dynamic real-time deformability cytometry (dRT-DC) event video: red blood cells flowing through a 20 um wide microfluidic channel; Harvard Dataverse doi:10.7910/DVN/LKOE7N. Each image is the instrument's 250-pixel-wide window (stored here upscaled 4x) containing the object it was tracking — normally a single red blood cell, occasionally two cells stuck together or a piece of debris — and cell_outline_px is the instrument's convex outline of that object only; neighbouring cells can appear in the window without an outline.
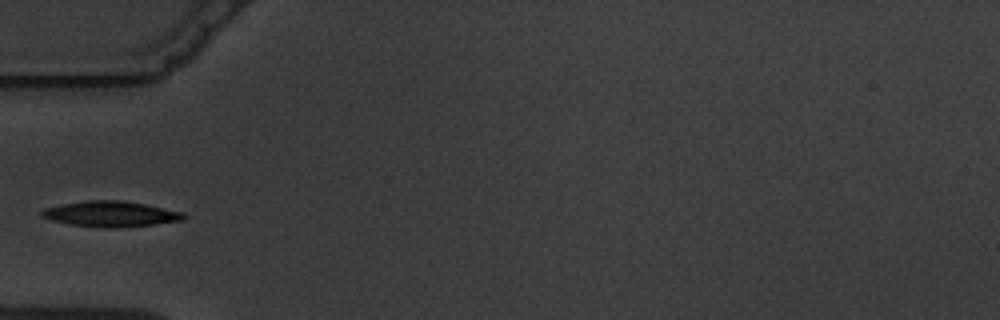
{"species": "common noctule bat (a hibernating species)", "species_latin": "Nyctalus noctula", "temperature_condition": "warm", "stored_images_in_passage": 3, "camera_frame_rate_fps": 3000, "um_per_image_px": 0.085, "animal": {"sex": "male", "body_mass_g": 19.5, "forearm_length_mm": 54.6}, "frame": {"image": 1, "passage_image": 3, "time_ms": 3.0, "image_size_px": [1000, 320], "cell_outline_px": [[188, 216], [184, 220], [152, 224], [112, 228], [100, 228], [68, 224], [52, 220], [40, 216], [40, 212], [44, 208], [60, 204], [88, 200], [120, 200], [144, 204], [184, 212]], "centroid_in_image_um": [9.38, 18.18], "position_along_channel_um": 75.6, "area_um2": 21.21}}